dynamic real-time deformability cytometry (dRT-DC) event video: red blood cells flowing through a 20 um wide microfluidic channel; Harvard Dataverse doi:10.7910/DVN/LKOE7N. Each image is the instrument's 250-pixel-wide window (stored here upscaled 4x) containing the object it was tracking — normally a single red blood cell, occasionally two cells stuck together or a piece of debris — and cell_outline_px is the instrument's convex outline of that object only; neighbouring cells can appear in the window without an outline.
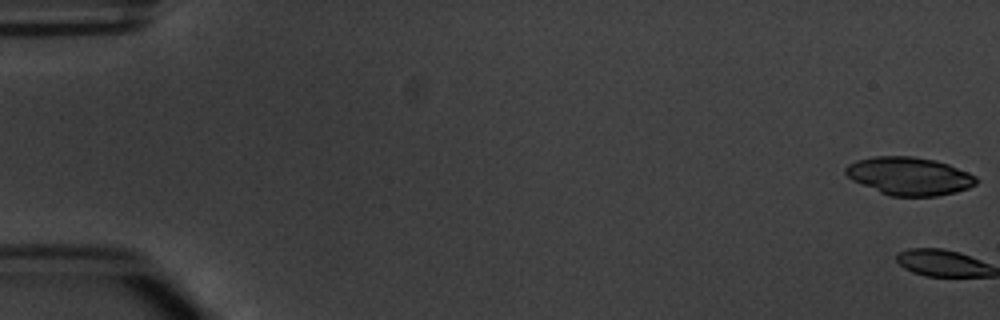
{"species": "common noctule bat (a hibernating species)", "species_latin": "Nyctalus noctula", "temperature_condition": "warm", "stored_images_in_passage": 5, "camera_frame_rate_fps": 3000, "um_per_image_px": 0.085, "animal": {"sex": "male", "body_mass_g": 20.1, "forearm_length_mm": 53.5}, "frame": {"image": 1, "passage_image": 1, "time_ms": 0.0, "image_size_px": [1000, 320], "cell_outline_px": [[980, 180], [976, 184], [968, 188], [956, 192], [936, 196], [892, 196], [880, 192], [852, 180], [844, 172], [844, 168], [848, 164], [856, 160], [872, 156], [912, 156], [936, 160], [948, 164], [968, 172], [976, 176]], "centroid_in_image_um": [77.29, 14.96], "position_along_channel_um": 7.7, "area_um2": 29.02}}